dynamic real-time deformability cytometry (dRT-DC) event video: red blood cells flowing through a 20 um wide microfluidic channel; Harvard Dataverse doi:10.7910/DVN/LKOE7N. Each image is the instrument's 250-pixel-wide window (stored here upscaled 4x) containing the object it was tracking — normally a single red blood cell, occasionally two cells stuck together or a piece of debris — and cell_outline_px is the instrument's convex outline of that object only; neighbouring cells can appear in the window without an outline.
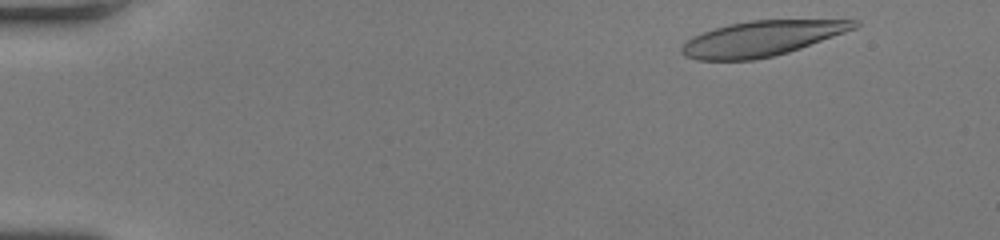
{"species": "human", "species_latin": "Homo sapiens", "temperature_condition": "room temperature", "stored_images_in_passage": 47, "camera_frame_rate_fps": 3000, "um_per_image_px": 0.085, "donor": {"sex": "female"}, "frame": {"image": 1, "passage_image": 3, "time_ms": 0.667, "image_size_px": [1000, 240], "cell_outline_px": [[860, 24], [856, 28], [800, 48], [788, 52], [772, 56], [752, 60], [696, 60], [684, 56], [680, 52], [680, 48], [684, 40], [692, 36], [728, 24], [752, 20], [856, 20]], "centroid_in_image_um": [64.68, 3.28], "position_along_channel_um": 20.3, "area_um2": 35.2}}
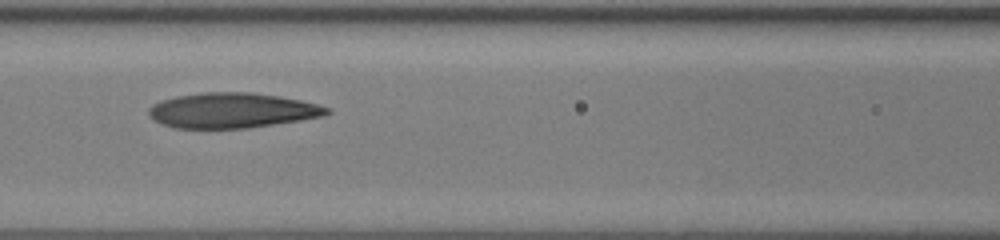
{"frame": {"image": 2, "passage_image": 21, "time_ms": 6.667, "image_size_px": [1000, 240], "cell_outline_px": [[332, 112], [324, 116], [300, 120], [248, 128], [176, 128], [164, 124], [148, 116], [148, 108], [152, 104], [160, 100], [176, 96], [204, 92], [252, 92], [280, 96], [300, 100], [332, 108]], "centroid_in_image_um": [19.74, 9.38], "position_along_channel_um": 146.9, "area_um2": 36.59}}
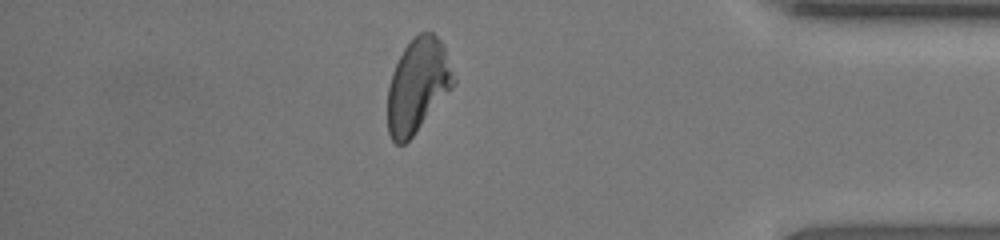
{"frame": {"image": 3, "passage_image": 41, "time_ms": 13.333, "image_size_px": [1000, 240], "cell_outline_px": [[456, 84], [412, 136], [404, 144], [396, 144], [392, 140], [388, 132], [388, 84], [392, 72], [404, 48], [420, 32], [432, 32], [444, 44], [456, 80]], "centroid_in_image_um": [35.52, 7.26], "position_along_channel_um": 399.7, "area_um2": 35.89}, "authors_computed_cell_mechanics": {"area_um2": 36.2406, "velocity_mm_per_s": 4.2388, "shape_relaxation_time_tau1_ms": 4.2089, "shape_relaxation_time_tau2_ms": 2.6349, "deformation_change_tau1": 0.1662, "deformation_change_tau2": 0.1116}}